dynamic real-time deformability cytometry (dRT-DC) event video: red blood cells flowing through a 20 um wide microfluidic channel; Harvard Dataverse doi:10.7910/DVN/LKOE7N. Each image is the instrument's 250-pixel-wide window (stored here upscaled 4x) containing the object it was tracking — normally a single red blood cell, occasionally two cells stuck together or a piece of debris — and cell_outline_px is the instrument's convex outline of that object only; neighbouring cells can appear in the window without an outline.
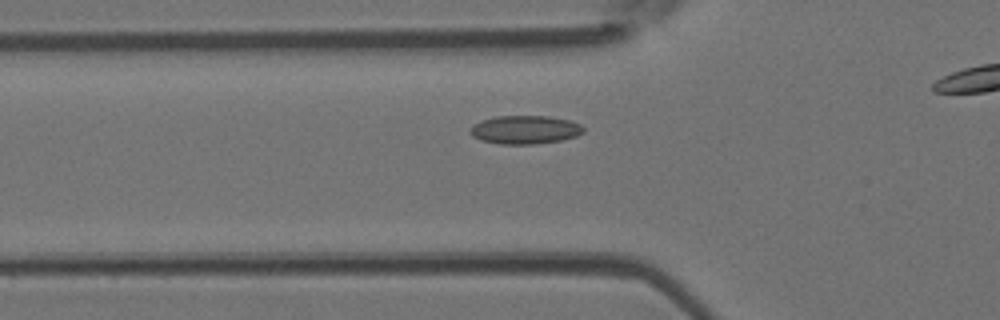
{"species": "Egyptian fruit bat (a non-hibernating species)", "species_latin": "Rousettus aegyptiacus", "temperature_condition": "room temperature", "stored_images_in_passage": 16, "camera_frame_rate_fps": 3000, "um_per_image_px": 0.085, "animal": {"sex": "female"}, "frame": {"image": 1, "passage_image": 6, "time_ms": 1.667, "image_size_px": [1000, 320], "cell_outline_px": [[584, 132], [576, 136], [560, 140], [536, 144], [500, 144], [480, 140], [472, 136], [468, 132], [468, 128], [472, 124], [496, 116], [548, 116], [568, 120], [580, 124], [584, 128]], "centroid_in_image_um": [44.58, 11.03], "position_along_channel_um": 81.2, "area_um2": 18.84}}
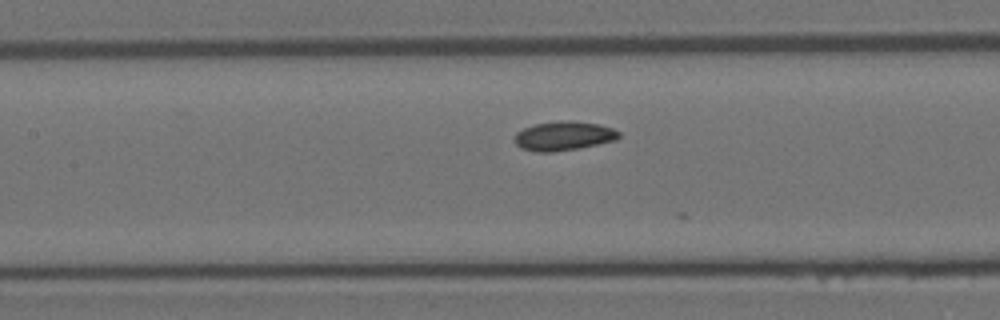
{"frame": {"image": 2, "passage_image": 12, "time_ms": 3.667, "image_size_px": [1000, 320], "cell_outline_px": [[620, 136], [616, 140], [580, 148], [552, 152], [536, 152], [520, 148], [512, 140], [516, 132], [524, 128], [536, 124], [560, 120], [572, 120], [596, 124], [612, 128], [620, 132]], "centroid_in_image_um": [47.88, 11.56], "position_along_channel_um": 159.5, "area_um2": 17.86}}
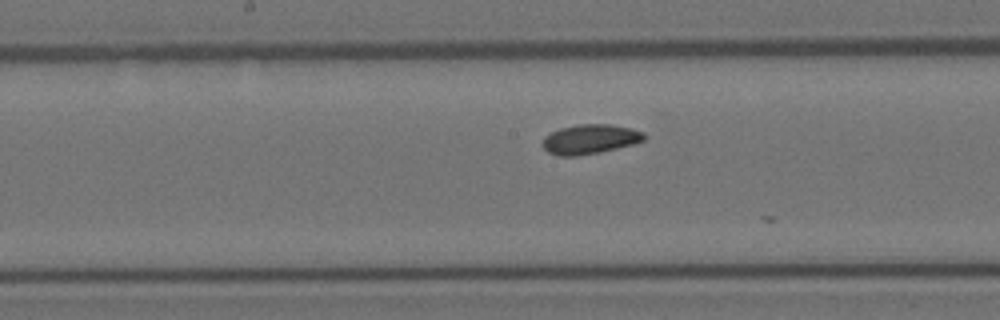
{"frame": {"image": 3, "passage_image": 15, "time_ms": 4.667, "image_size_px": [1000, 320], "cell_outline_px": [[648, 136], [644, 140], [632, 144], [600, 152], [576, 156], [556, 156], [548, 152], [544, 148], [544, 136], [560, 128], [576, 124], [608, 124], [628, 128], [644, 132]], "centroid_in_image_um": [50.15, 11.83], "position_along_channel_um": 198.1, "area_um2": 17.4}}